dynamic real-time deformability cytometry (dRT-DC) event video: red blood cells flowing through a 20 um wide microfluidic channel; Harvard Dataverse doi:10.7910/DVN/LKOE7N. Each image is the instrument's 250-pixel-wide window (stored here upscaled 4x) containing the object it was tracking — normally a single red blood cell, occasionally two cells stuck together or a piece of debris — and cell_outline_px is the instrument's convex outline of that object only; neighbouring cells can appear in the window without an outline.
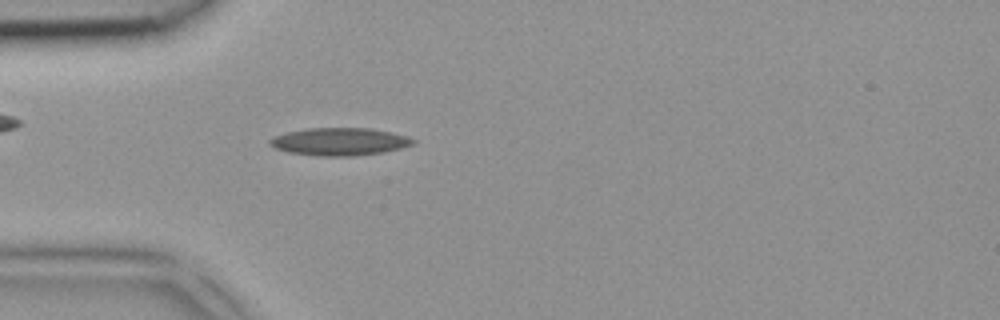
{"species": "common noctule bat (a hibernating species)", "species_latin": "Nyctalus noctula", "temperature_condition": "room temperature", "stored_images_in_passage": 5, "camera_frame_rate_fps": 3000, "um_per_image_px": 0.085, "animal": {"sex": "female", "body_mass_g": 18.4}, "frame": {"image": 1, "passage_image": 5, "time_ms": 1.333, "image_size_px": [1000, 320], "cell_outline_px": [[416, 140], [412, 144], [400, 148], [384, 152], [352, 156], [316, 156], [288, 152], [276, 148], [268, 144], [268, 140], [272, 136], [288, 132], [308, 128], [372, 128], [392, 132], [408, 136]], "centroid_in_image_um": [28.85, 12.03], "position_along_channel_um": 56.2, "area_um2": 23.18}}